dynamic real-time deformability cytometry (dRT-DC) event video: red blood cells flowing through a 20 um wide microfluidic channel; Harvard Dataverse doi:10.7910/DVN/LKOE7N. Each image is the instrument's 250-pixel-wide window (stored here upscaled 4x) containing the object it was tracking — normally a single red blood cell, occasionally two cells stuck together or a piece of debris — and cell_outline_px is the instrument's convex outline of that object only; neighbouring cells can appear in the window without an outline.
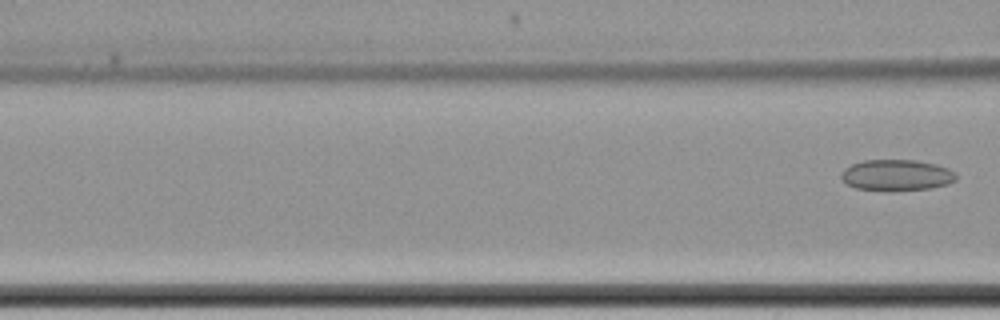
{"species": "common noctule bat (a hibernating species)", "species_latin": "Nyctalus noctula", "temperature_condition": "cold", "stored_images_in_passage": 8, "segment_of_instrument_passage": [2, 2], "camera_frame_rate_fps": 3000, "um_per_image_px": 0.085, "animal": {"sex": "female", "body_mass_g": 22.7, "forearm_length_mm": 54.2}, "frame": {"image": 1, "passage_image": 8, "time_ms": 9.667, "image_size_px": [1000, 320], "cell_outline_px": [[956, 180], [948, 184], [932, 188], [892, 192], [888, 192], [856, 188], [848, 184], [840, 176], [840, 172], [844, 168], [852, 164], [864, 160], [916, 160], [936, 164], [948, 168], [956, 172]], "centroid_in_image_um": [76.22, 14.9], "position_along_channel_um": 90.4, "area_um2": 21.27}}